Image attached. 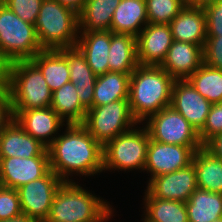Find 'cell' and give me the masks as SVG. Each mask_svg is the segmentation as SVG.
I'll return each mask as SVG.
<instances>
[{"mask_svg": "<svg viewBox=\"0 0 222 222\" xmlns=\"http://www.w3.org/2000/svg\"><path fill=\"white\" fill-rule=\"evenodd\" d=\"M47 147L50 169L64 182H73L69 176H94L103 171V146L81 125H66ZM67 177V178H66Z\"/></svg>", "mask_w": 222, "mask_h": 222, "instance_id": "1", "label": "cell"}, {"mask_svg": "<svg viewBox=\"0 0 222 222\" xmlns=\"http://www.w3.org/2000/svg\"><path fill=\"white\" fill-rule=\"evenodd\" d=\"M174 79L160 66L139 65L130 74L129 108L139 123L171 106Z\"/></svg>", "mask_w": 222, "mask_h": 222, "instance_id": "2", "label": "cell"}, {"mask_svg": "<svg viewBox=\"0 0 222 222\" xmlns=\"http://www.w3.org/2000/svg\"><path fill=\"white\" fill-rule=\"evenodd\" d=\"M0 84L8 91L13 111L51 106L52 91L31 60H18L0 71Z\"/></svg>", "mask_w": 222, "mask_h": 222, "instance_id": "3", "label": "cell"}, {"mask_svg": "<svg viewBox=\"0 0 222 222\" xmlns=\"http://www.w3.org/2000/svg\"><path fill=\"white\" fill-rule=\"evenodd\" d=\"M109 205L76 182H63L45 222H100L112 211Z\"/></svg>", "mask_w": 222, "mask_h": 222, "instance_id": "4", "label": "cell"}, {"mask_svg": "<svg viewBox=\"0 0 222 222\" xmlns=\"http://www.w3.org/2000/svg\"><path fill=\"white\" fill-rule=\"evenodd\" d=\"M43 50L74 47L79 37L78 13L55 0H43L35 23Z\"/></svg>", "mask_w": 222, "mask_h": 222, "instance_id": "5", "label": "cell"}, {"mask_svg": "<svg viewBox=\"0 0 222 222\" xmlns=\"http://www.w3.org/2000/svg\"><path fill=\"white\" fill-rule=\"evenodd\" d=\"M42 50L35 25L20 19L0 0V71L11 62L31 60Z\"/></svg>", "mask_w": 222, "mask_h": 222, "instance_id": "6", "label": "cell"}, {"mask_svg": "<svg viewBox=\"0 0 222 222\" xmlns=\"http://www.w3.org/2000/svg\"><path fill=\"white\" fill-rule=\"evenodd\" d=\"M132 128L103 146V170H133L144 167L150 136L146 127Z\"/></svg>", "mask_w": 222, "mask_h": 222, "instance_id": "7", "label": "cell"}, {"mask_svg": "<svg viewBox=\"0 0 222 222\" xmlns=\"http://www.w3.org/2000/svg\"><path fill=\"white\" fill-rule=\"evenodd\" d=\"M137 124L129 108V99H119L88 109L81 125L104 146Z\"/></svg>", "mask_w": 222, "mask_h": 222, "instance_id": "8", "label": "cell"}, {"mask_svg": "<svg viewBox=\"0 0 222 222\" xmlns=\"http://www.w3.org/2000/svg\"><path fill=\"white\" fill-rule=\"evenodd\" d=\"M150 139L165 144L203 146L197 130L173 107L168 106L145 122Z\"/></svg>", "mask_w": 222, "mask_h": 222, "instance_id": "9", "label": "cell"}, {"mask_svg": "<svg viewBox=\"0 0 222 222\" xmlns=\"http://www.w3.org/2000/svg\"><path fill=\"white\" fill-rule=\"evenodd\" d=\"M64 181L52 170L45 176L20 186L21 212L36 222H45L57 189Z\"/></svg>", "mask_w": 222, "mask_h": 222, "instance_id": "10", "label": "cell"}, {"mask_svg": "<svg viewBox=\"0 0 222 222\" xmlns=\"http://www.w3.org/2000/svg\"><path fill=\"white\" fill-rule=\"evenodd\" d=\"M201 147L165 144L150 139L144 170L151 174V179L184 168L192 163L195 151Z\"/></svg>", "mask_w": 222, "mask_h": 222, "instance_id": "11", "label": "cell"}, {"mask_svg": "<svg viewBox=\"0 0 222 222\" xmlns=\"http://www.w3.org/2000/svg\"><path fill=\"white\" fill-rule=\"evenodd\" d=\"M196 170L190 165L149 179L147 191L156 198L187 202L197 189Z\"/></svg>", "mask_w": 222, "mask_h": 222, "instance_id": "12", "label": "cell"}, {"mask_svg": "<svg viewBox=\"0 0 222 222\" xmlns=\"http://www.w3.org/2000/svg\"><path fill=\"white\" fill-rule=\"evenodd\" d=\"M49 156L0 158V185L18 189L50 171Z\"/></svg>", "mask_w": 222, "mask_h": 222, "instance_id": "13", "label": "cell"}, {"mask_svg": "<svg viewBox=\"0 0 222 222\" xmlns=\"http://www.w3.org/2000/svg\"><path fill=\"white\" fill-rule=\"evenodd\" d=\"M212 104L205 99L191 83L174 80L171 107L178 111L199 132L205 125Z\"/></svg>", "mask_w": 222, "mask_h": 222, "instance_id": "14", "label": "cell"}, {"mask_svg": "<svg viewBox=\"0 0 222 222\" xmlns=\"http://www.w3.org/2000/svg\"><path fill=\"white\" fill-rule=\"evenodd\" d=\"M136 39L138 63L143 66H160L173 42L169 24L148 23Z\"/></svg>", "mask_w": 222, "mask_h": 222, "instance_id": "15", "label": "cell"}, {"mask_svg": "<svg viewBox=\"0 0 222 222\" xmlns=\"http://www.w3.org/2000/svg\"><path fill=\"white\" fill-rule=\"evenodd\" d=\"M16 122L25 132L48 147L67 124L51 107L13 111ZM54 134V135H53Z\"/></svg>", "mask_w": 222, "mask_h": 222, "instance_id": "16", "label": "cell"}, {"mask_svg": "<svg viewBox=\"0 0 222 222\" xmlns=\"http://www.w3.org/2000/svg\"><path fill=\"white\" fill-rule=\"evenodd\" d=\"M203 48L196 44L173 40L160 67L174 80L188 79L204 63Z\"/></svg>", "mask_w": 222, "mask_h": 222, "instance_id": "17", "label": "cell"}, {"mask_svg": "<svg viewBox=\"0 0 222 222\" xmlns=\"http://www.w3.org/2000/svg\"><path fill=\"white\" fill-rule=\"evenodd\" d=\"M67 60L70 71V82L77 90L81 104L88 110L92 108L94 87L97 75L87 64L84 54L77 46L58 49Z\"/></svg>", "mask_w": 222, "mask_h": 222, "instance_id": "18", "label": "cell"}, {"mask_svg": "<svg viewBox=\"0 0 222 222\" xmlns=\"http://www.w3.org/2000/svg\"><path fill=\"white\" fill-rule=\"evenodd\" d=\"M49 156L47 147L24 131L14 119L0 134V158Z\"/></svg>", "mask_w": 222, "mask_h": 222, "instance_id": "19", "label": "cell"}, {"mask_svg": "<svg viewBox=\"0 0 222 222\" xmlns=\"http://www.w3.org/2000/svg\"><path fill=\"white\" fill-rule=\"evenodd\" d=\"M173 40L204 47L207 38L203 8L186 6L169 23Z\"/></svg>", "mask_w": 222, "mask_h": 222, "instance_id": "20", "label": "cell"}, {"mask_svg": "<svg viewBox=\"0 0 222 222\" xmlns=\"http://www.w3.org/2000/svg\"><path fill=\"white\" fill-rule=\"evenodd\" d=\"M79 35L76 46L84 54L93 73L98 76L109 72L111 31L79 32Z\"/></svg>", "mask_w": 222, "mask_h": 222, "instance_id": "21", "label": "cell"}, {"mask_svg": "<svg viewBox=\"0 0 222 222\" xmlns=\"http://www.w3.org/2000/svg\"><path fill=\"white\" fill-rule=\"evenodd\" d=\"M147 24L145 0H121L114 11L110 31L137 37Z\"/></svg>", "mask_w": 222, "mask_h": 222, "instance_id": "22", "label": "cell"}, {"mask_svg": "<svg viewBox=\"0 0 222 222\" xmlns=\"http://www.w3.org/2000/svg\"><path fill=\"white\" fill-rule=\"evenodd\" d=\"M108 64L110 72L132 73L139 66L136 37L111 32Z\"/></svg>", "mask_w": 222, "mask_h": 222, "instance_id": "23", "label": "cell"}, {"mask_svg": "<svg viewBox=\"0 0 222 222\" xmlns=\"http://www.w3.org/2000/svg\"><path fill=\"white\" fill-rule=\"evenodd\" d=\"M121 0H86L78 13L79 32L110 30L112 17Z\"/></svg>", "mask_w": 222, "mask_h": 222, "instance_id": "24", "label": "cell"}, {"mask_svg": "<svg viewBox=\"0 0 222 222\" xmlns=\"http://www.w3.org/2000/svg\"><path fill=\"white\" fill-rule=\"evenodd\" d=\"M31 61L40 69L52 92L70 82L67 60L58 49L42 50Z\"/></svg>", "mask_w": 222, "mask_h": 222, "instance_id": "25", "label": "cell"}, {"mask_svg": "<svg viewBox=\"0 0 222 222\" xmlns=\"http://www.w3.org/2000/svg\"><path fill=\"white\" fill-rule=\"evenodd\" d=\"M192 163L196 170L197 187L222 194V159L202 146L195 151Z\"/></svg>", "mask_w": 222, "mask_h": 222, "instance_id": "26", "label": "cell"}, {"mask_svg": "<svg viewBox=\"0 0 222 222\" xmlns=\"http://www.w3.org/2000/svg\"><path fill=\"white\" fill-rule=\"evenodd\" d=\"M130 74L109 71L98 75L92 107L105 105L119 99H129Z\"/></svg>", "mask_w": 222, "mask_h": 222, "instance_id": "27", "label": "cell"}, {"mask_svg": "<svg viewBox=\"0 0 222 222\" xmlns=\"http://www.w3.org/2000/svg\"><path fill=\"white\" fill-rule=\"evenodd\" d=\"M189 222H213L222 217V194L197 188L185 202Z\"/></svg>", "mask_w": 222, "mask_h": 222, "instance_id": "28", "label": "cell"}, {"mask_svg": "<svg viewBox=\"0 0 222 222\" xmlns=\"http://www.w3.org/2000/svg\"><path fill=\"white\" fill-rule=\"evenodd\" d=\"M67 124H82L87 109L81 104L73 83L67 82L52 93L50 106Z\"/></svg>", "mask_w": 222, "mask_h": 222, "instance_id": "29", "label": "cell"}, {"mask_svg": "<svg viewBox=\"0 0 222 222\" xmlns=\"http://www.w3.org/2000/svg\"><path fill=\"white\" fill-rule=\"evenodd\" d=\"M144 197L148 222H189L185 202L156 198L147 190Z\"/></svg>", "mask_w": 222, "mask_h": 222, "instance_id": "30", "label": "cell"}, {"mask_svg": "<svg viewBox=\"0 0 222 222\" xmlns=\"http://www.w3.org/2000/svg\"><path fill=\"white\" fill-rule=\"evenodd\" d=\"M187 80L211 104L222 102L221 69L203 63Z\"/></svg>", "mask_w": 222, "mask_h": 222, "instance_id": "31", "label": "cell"}, {"mask_svg": "<svg viewBox=\"0 0 222 222\" xmlns=\"http://www.w3.org/2000/svg\"><path fill=\"white\" fill-rule=\"evenodd\" d=\"M148 23L169 24L185 7V0H145Z\"/></svg>", "mask_w": 222, "mask_h": 222, "instance_id": "32", "label": "cell"}, {"mask_svg": "<svg viewBox=\"0 0 222 222\" xmlns=\"http://www.w3.org/2000/svg\"><path fill=\"white\" fill-rule=\"evenodd\" d=\"M25 22L35 25L43 0H1Z\"/></svg>", "mask_w": 222, "mask_h": 222, "instance_id": "33", "label": "cell"}, {"mask_svg": "<svg viewBox=\"0 0 222 222\" xmlns=\"http://www.w3.org/2000/svg\"><path fill=\"white\" fill-rule=\"evenodd\" d=\"M21 213L17 189L0 185V220L10 219Z\"/></svg>", "mask_w": 222, "mask_h": 222, "instance_id": "34", "label": "cell"}, {"mask_svg": "<svg viewBox=\"0 0 222 222\" xmlns=\"http://www.w3.org/2000/svg\"><path fill=\"white\" fill-rule=\"evenodd\" d=\"M222 133V102L212 104L204 127L198 132L202 145L212 136Z\"/></svg>", "mask_w": 222, "mask_h": 222, "instance_id": "35", "label": "cell"}, {"mask_svg": "<svg viewBox=\"0 0 222 222\" xmlns=\"http://www.w3.org/2000/svg\"><path fill=\"white\" fill-rule=\"evenodd\" d=\"M203 56L204 64L222 70V35L207 36Z\"/></svg>", "mask_w": 222, "mask_h": 222, "instance_id": "36", "label": "cell"}, {"mask_svg": "<svg viewBox=\"0 0 222 222\" xmlns=\"http://www.w3.org/2000/svg\"><path fill=\"white\" fill-rule=\"evenodd\" d=\"M203 9L206 16L207 36L222 35V0H217Z\"/></svg>", "mask_w": 222, "mask_h": 222, "instance_id": "37", "label": "cell"}, {"mask_svg": "<svg viewBox=\"0 0 222 222\" xmlns=\"http://www.w3.org/2000/svg\"><path fill=\"white\" fill-rule=\"evenodd\" d=\"M14 119L10 94L0 84V134L4 132Z\"/></svg>", "mask_w": 222, "mask_h": 222, "instance_id": "38", "label": "cell"}, {"mask_svg": "<svg viewBox=\"0 0 222 222\" xmlns=\"http://www.w3.org/2000/svg\"><path fill=\"white\" fill-rule=\"evenodd\" d=\"M203 147L212 155L222 159V133L209 138Z\"/></svg>", "mask_w": 222, "mask_h": 222, "instance_id": "39", "label": "cell"}, {"mask_svg": "<svg viewBox=\"0 0 222 222\" xmlns=\"http://www.w3.org/2000/svg\"><path fill=\"white\" fill-rule=\"evenodd\" d=\"M55 1H58L64 6L72 8L77 13H79L82 10L86 2V0H55Z\"/></svg>", "mask_w": 222, "mask_h": 222, "instance_id": "40", "label": "cell"}, {"mask_svg": "<svg viewBox=\"0 0 222 222\" xmlns=\"http://www.w3.org/2000/svg\"><path fill=\"white\" fill-rule=\"evenodd\" d=\"M216 1L217 0H185V5L189 7L205 8Z\"/></svg>", "mask_w": 222, "mask_h": 222, "instance_id": "41", "label": "cell"}, {"mask_svg": "<svg viewBox=\"0 0 222 222\" xmlns=\"http://www.w3.org/2000/svg\"><path fill=\"white\" fill-rule=\"evenodd\" d=\"M0 222H36V221L29 218L24 213H21L20 215L12 217L10 219L0 220Z\"/></svg>", "mask_w": 222, "mask_h": 222, "instance_id": "42", "label": "cell"}, {"mask_svg": "<svg viewBox=\"0 0 222 222\" xmlns=\"http://www.w3.org/2000/svg\"><path fill=\"white\" fill-rule=\"evenodd\" d=\"M112 214H113V210H112L102 221H100V222H107L108 219L111 218V216H114V215H112Z\"/></svg>", "mask_w": 222, "mask_h": 222, "instance_id": "43", "label": "cell"}, {"mask_svg": "<svg viewBox=\"0 0 222 222\" xmlns=\"http://www.w3.org/2000/svg\"><path fill=\"white\" fill-rule=\"evenodd\" d=\"M213 222H222V217L215 219Z\"/></svg>", "mask_w": 222, "mask_h": 222, "instance_id": "44", "label": "cell"}]
</instances>
